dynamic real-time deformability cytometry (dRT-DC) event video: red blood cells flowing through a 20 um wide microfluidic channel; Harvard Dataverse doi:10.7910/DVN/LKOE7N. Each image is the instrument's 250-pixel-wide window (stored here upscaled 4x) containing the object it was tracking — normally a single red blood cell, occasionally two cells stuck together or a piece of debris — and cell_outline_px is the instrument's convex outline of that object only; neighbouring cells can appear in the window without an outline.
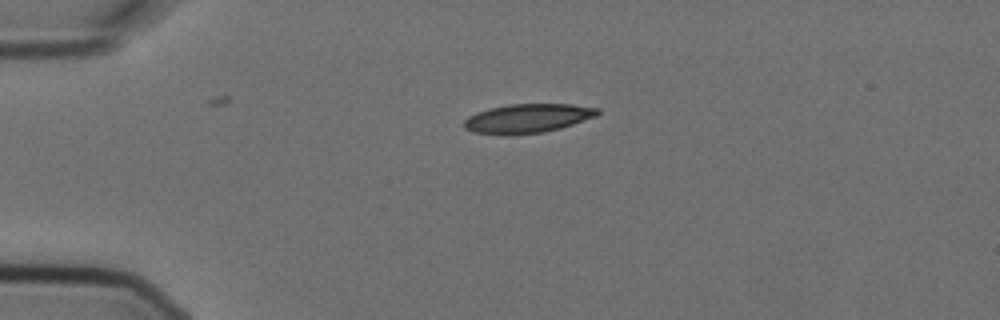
{"species": "Egyptian fruit bat (a non-hibernating species)", "species_latin": "Rousettus aegyptiacus", "temperature_condition": "cold", "stored_images_in_passage": 3, "camera_frame_rate_fps": 3000, "um_per_image_px": 0.085, "animal": {"sex": "female"}, "frame": {"image": 1, "passage_image": 1, "time_ms": 0.0, "image_size_px": [1000, 320], "cell_outline_px": [[600, 112], [596, 116], [560, 128], [544, 132], [508, 136], [472, 132], [464, 128], [464, 120], [468, 116], [476, 112], [488, 108], [508, 104], [572, 104], [600, 108]], "centroid_in_image_um": [44.81, 10.07], "position_along_channel_um": 40.2, "area_um2": 22.89}}
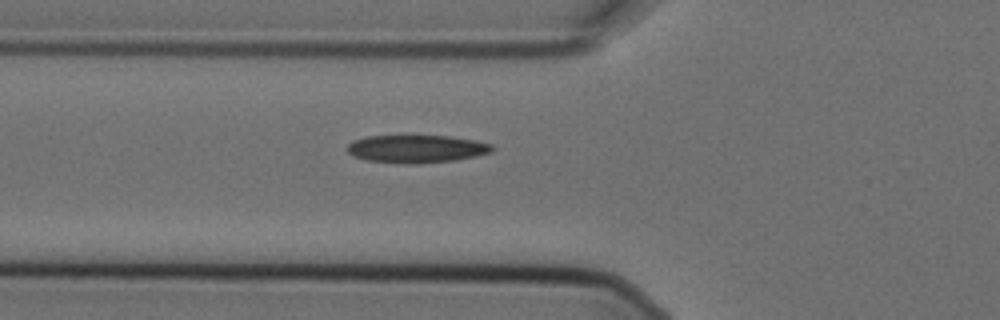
{"frame": {"image": 2, "passage_image": 3, "time_ms": 0.667, "image_size_px": [1000, 320], "cell_outline_px": [[496, 148], [492, 152], [476, 156], [456, 160], [416, 164], [408, 164], [368, 160], [352, 156], [348, 152], [348, 144], [352, 140], [368, 136], [448, 136], [476, 140], [492, 144]], "centroid_in_image_um": [35.44, 12.65], "position_along_channel_um": 90.4, "area_um2": 23.58}}